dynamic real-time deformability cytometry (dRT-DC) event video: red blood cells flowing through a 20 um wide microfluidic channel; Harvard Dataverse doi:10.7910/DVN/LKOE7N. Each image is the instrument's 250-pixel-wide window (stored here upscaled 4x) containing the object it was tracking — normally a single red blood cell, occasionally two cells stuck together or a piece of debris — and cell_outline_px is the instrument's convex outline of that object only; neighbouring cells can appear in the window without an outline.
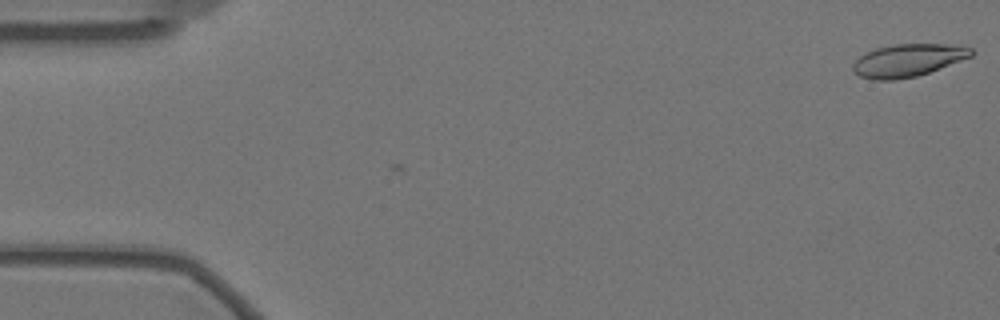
{"species": "Egyptian fruit bat (a non-hibernating species)", "species_latin": "Rousettus aegyptiacus", "temperature_condition": "warm", "stored_images_in_passage": 6, "camera_frame_rate_fps": 3000, "um_per_image_px": 0.085, "animal": {"sex": "female"}, "frame": {"image": 1, "passage_image": 6, "time_ms": 1.667, "image_size_px": [1000, 320], "cell_outline_px": [[976, 52], [972, 56], [928, 72], [916, 76], [896, 80], [872, 80], [860, 76], [852, 68], [852, 64], [860, 56], [876, 48], [896, 44], [964, 44], [972, 48]], "centroid_in_image_um": [77.22, 5.11], "position_along_channel_um": 7.8, "area_um2": 22.54}}